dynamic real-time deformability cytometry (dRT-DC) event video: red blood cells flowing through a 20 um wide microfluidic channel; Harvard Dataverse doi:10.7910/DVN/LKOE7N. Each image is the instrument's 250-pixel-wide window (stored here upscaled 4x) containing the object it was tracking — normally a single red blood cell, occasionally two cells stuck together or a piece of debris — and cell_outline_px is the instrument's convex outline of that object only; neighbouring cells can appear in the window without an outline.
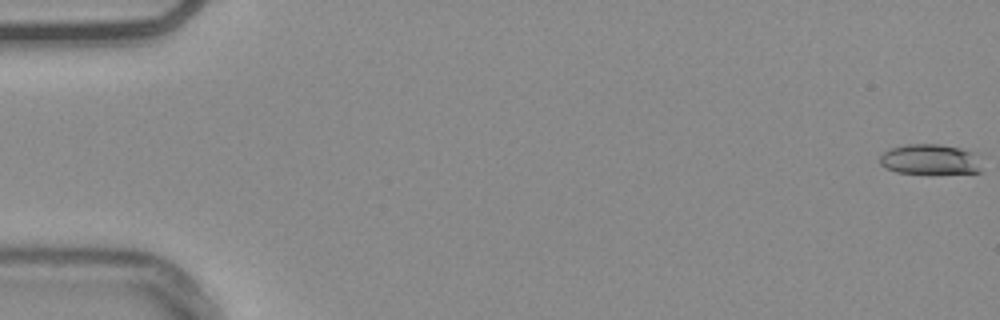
{"species": "common noctule bat (a hibernating species)", "species_latin": "Nyctalus noctula", "temperature_condition": "warm", "stored_images_in_passage": 55, "camera_frame_rate_fps": 3000, "um_per_image_px": 0.085, "animal": {"sex": "male", "body_mass_g": 20.4}, "frame": {"image": 1, "passage_image": 1, "time_ms": 0.0, "image_size_px": [1000, 320], "cell_outline_px": [[980, 172], [932, 176], [896, 172], [880, 164], [880, 156], [884, 152], [892, 148], [908, 144], [940, 144], [960, 148], [972, 152], [980, 168]], "centroid_in_image_um": [79.03, 13.6], "position_along_channel_um": 6.0, "area_um2": 18.38}}
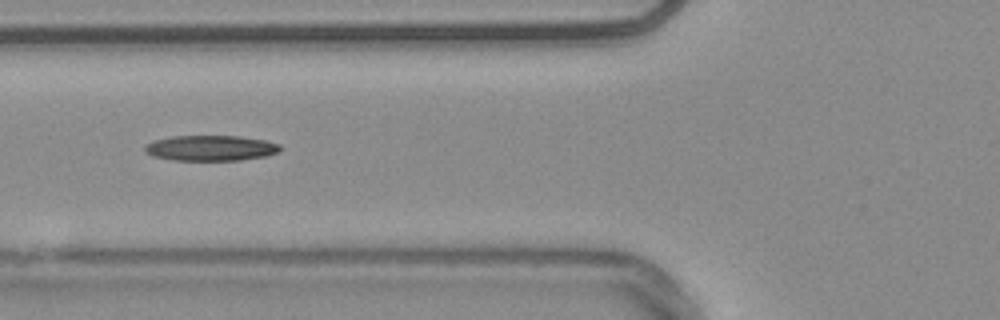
{"frame": {"image": 2, "passage_image": 22, "time_ms": 7.0, "image_size_px": [1000, 320], "cell_outline_px": [[284, 148], [280, 152], [268, 156], [240, 160], [172, 160], [152, 156], [144, 152], [144, 144], [156, 140], [172, 136], [240, 136], [264, 140], [280, 144]], "centroid_in_image_um": [17.94, 12.59], "position_along_channel_um": 107.9, "area_um2": 20.35}}
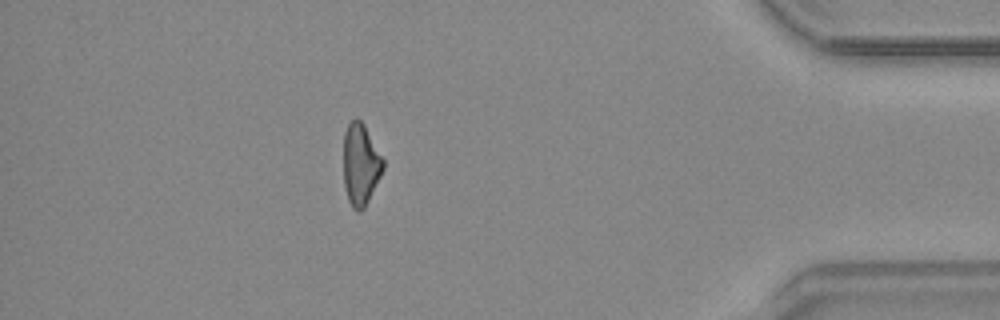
{"frame": {"image": 3, "passage_image": 49, "time_ms": 16.0, "image_size_px": [1000, 320], "cell_outline_px": [[384, 168], [364, 208], [360, 212], [356, 212], [352, 208], [348, 200], [344, 188], [344, 132], [348, 124], [356, 116], [364, 124], [384, 160]], "centroid_in_image_um": [30.64, 13.98], "position_along_channel_um": 404.6, "area_um2": 18.84}, "authors_computed_cell_mechanics": {"area_um2": 19.5942, "velocity_mm_per_s": 3.7775, "shape_relaxation_time_tau1_ms": 9.9185, "shape_relaxation_time_tau2_ms": null, "deformation_change_tau1": 0.2052, "deformation_change_tau2": null}}